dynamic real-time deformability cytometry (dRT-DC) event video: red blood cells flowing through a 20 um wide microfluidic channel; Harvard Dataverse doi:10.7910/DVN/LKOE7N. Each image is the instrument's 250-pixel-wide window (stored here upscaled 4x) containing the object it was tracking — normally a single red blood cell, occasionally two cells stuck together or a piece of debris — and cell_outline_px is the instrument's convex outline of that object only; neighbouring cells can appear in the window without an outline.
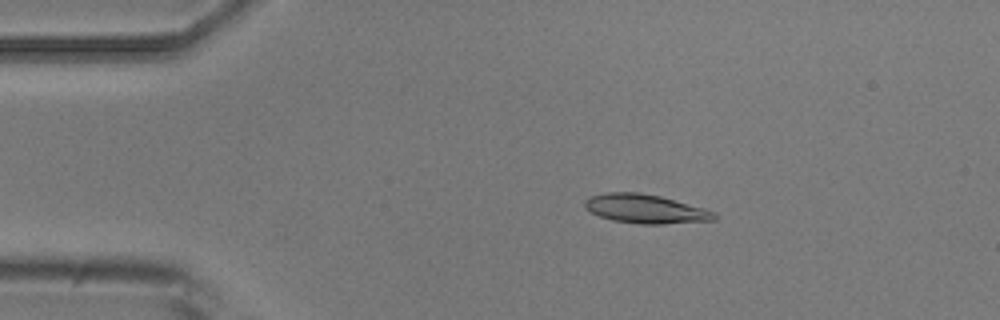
{"species": "common noctule bat (a hibernating species)", "species_latin": "Nyctalus noctula", "temperature_condition": "room temperature", "stored_images_in_passage": 6, "camera_frame_rate_fps": 3000, "um_per_image_px": 0.085, "animal": {"sex": "male", "body_mass_g": 20.5, "forearm_length_mm": 52.5}, "frame": {"image": 1, "passage_image": 1, "time_ms": 0.0, "image_size_px": [1000, 320], "cell_outline_px": [[716, 220], [664, 224], [640, 224], [612, 220], [600, 216], [584, 208], [584, 200], [588, 196], [608, 192], [640, 192], [660, 196], [704, 208], [716, 212]], "centroid_in_image_um": [54.85, 17.75], "position_along_channel_um": 30.2, "area_um2": 21.96}}
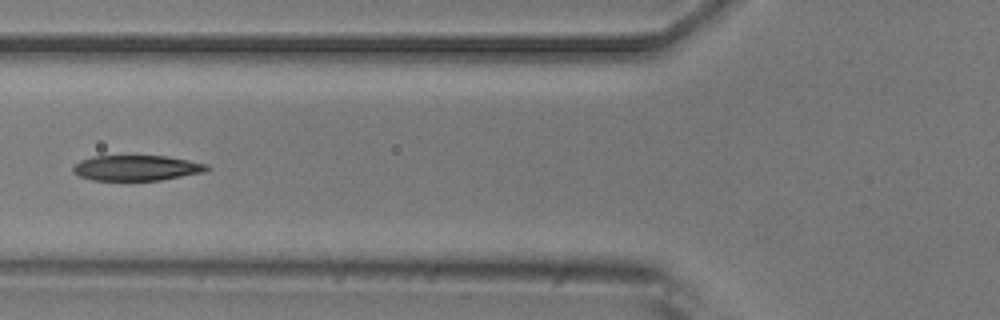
{"frame": {"image": 2, "passage_image": 4, "time_ms": 3.667, "image_size_px": [1000, 320], "cell_outline_px": [[212, 168], [208, 172], [160, 180], [92, 180], [80, 176], [72, 172], [72, 168], [80, 160], [92, 156], [164, 156], [188, 160], [208, 164]], "centroid_in_image_um": [11.65, 14.28], "position_along_channel_um": 114.1, "area_um2": 19.94}}
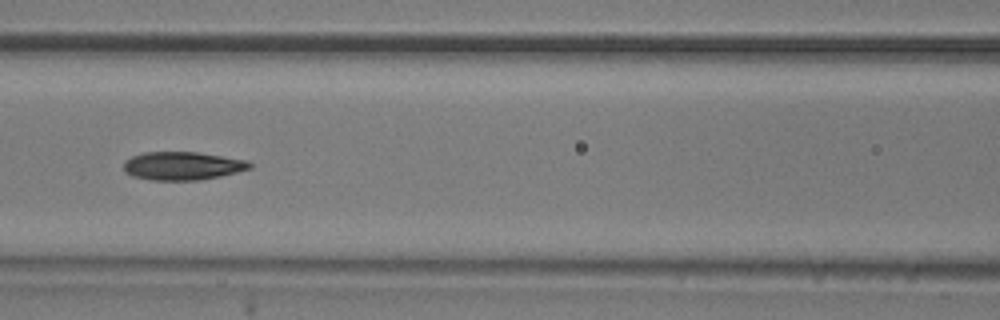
{"frame": {"image": 3, "passage_image": 5, "time_ms": 4.667, "image_size_px": [1000, 320], "cell_outline_px": [[252, 168], [220, 176], [200, 180], [152, 180], [132, 176], [124, 172], [124, 160], [132, 156], [144, 152], [196, 152], [248, 160], [252, 164]], "centroid_in_image_um": [15.5, 14.1], "position_along_channel_um": 151.1, "area_um2": 20.81}}